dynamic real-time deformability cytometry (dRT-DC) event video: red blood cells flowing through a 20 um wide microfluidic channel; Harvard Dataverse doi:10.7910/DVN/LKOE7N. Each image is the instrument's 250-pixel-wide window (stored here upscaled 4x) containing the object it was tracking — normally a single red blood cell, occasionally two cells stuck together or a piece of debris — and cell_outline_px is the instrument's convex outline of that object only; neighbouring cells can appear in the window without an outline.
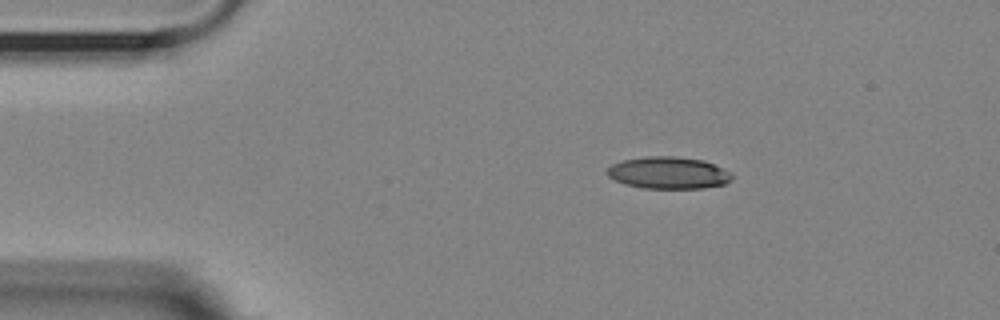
{"species": "Egyptian fruit bat (a non-hibernating species)", "species_latin": "Rousettus aegyptiacus", "temperature_condition": "room temperature", "stored_images_in_passage": 47, "camera_frame_rate_fps": 3000, "um_per_image_px": 0.085, "animal": {"sex": "female"}, "frame": {"image": 1, "passage_image": 1, "time_ms": 0.0, "image_size_px": [1000, 320], "cell_outline_px": [[732, 180], [724, 184], [704, 188], [644, 188], [624, 184], [608, 176], [604, 172], [612, 164], [624, 160], [648, 156], [676, 156], [704, 160], [732, 172]], "centroid_in_image_um": [56.83, 14.69], "position_along_channel_um": 28.2, "area_um2": 23.35}}
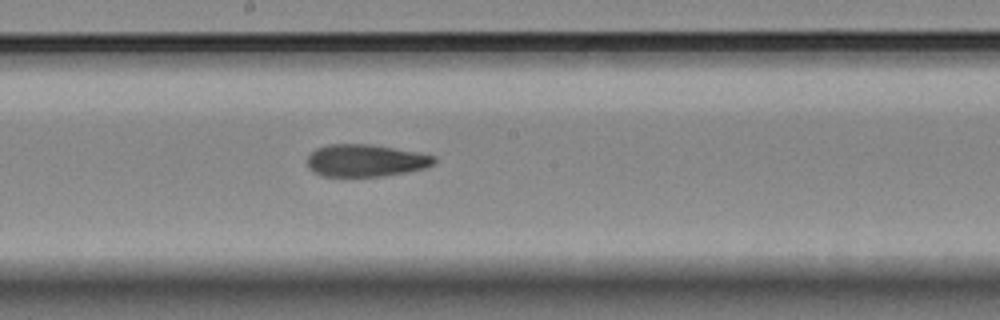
{"frame": {"image": 2, "passage_image": 21, "time_ms": 6.667, "image_size_px": [1000, 320], "cell_outline_px": [[436, 164], [428, 168], [408, 172], [380, 176], [324, 176], [308, 168], [308, 156], [316, 148], [328, 144], [368, 144], [416, 152], [436, 156]], "centroid_in_image_um": [31.12, 13.65], "position_along_channel_um": 217.1, "area_um2": 23.81}}
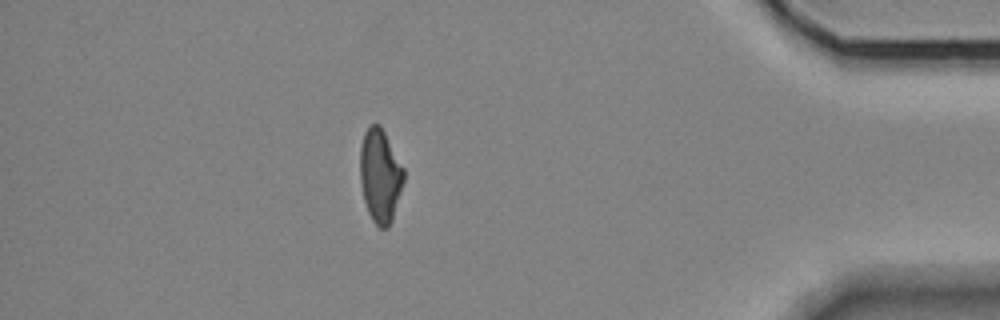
{"frame": {"image": 3, "passage_image": 40, "time_ms": 13.0, "image_size_px": [1000, 320], "cell_outline_px": [[404, 180], [392, 220], [388, 228], [380, 228], [372, 220], [368, 212], [364, 200], [360, 184], [360, 148], [364, 132], [368, 124], [380, 124], [404, 168]], "centroid_in_image_um": [32.3, 14.92], "position_along_channel_um": 402.9, "area_um2": 23.87}, "authors_computed_cell_mechanics": {"area_um2": 24.276, "velocity_mm_per_s": 3.6108, "shape_relaxation_time_tau1_ms": 8.9912, "shape_relaxation_time_tau2_ms": 4.5426, "deformation_change_tau1": 0.2244, "deformation_change_tau2": 0.1283}}